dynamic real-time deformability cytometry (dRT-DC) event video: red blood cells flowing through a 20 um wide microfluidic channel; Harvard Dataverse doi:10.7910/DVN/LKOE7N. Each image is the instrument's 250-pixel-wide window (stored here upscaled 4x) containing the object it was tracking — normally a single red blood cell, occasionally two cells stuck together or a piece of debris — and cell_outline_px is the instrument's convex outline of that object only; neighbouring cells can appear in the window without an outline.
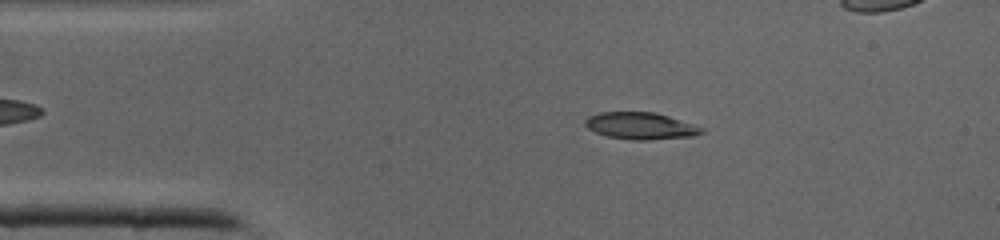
{"species": "common noctule bat (a hibernating species)", "species_latin": "Nyctalus noctula", "temperature_condition": "cold", "stored_images_in_passage": 41, "camera_frame_rate_fps": 3000, "um_per_image_px": 0.085, "animal": {"sex": "male", "body_mass_g": 19.0, "forearm_length_mm": 50.8}, "frame": {"image": 1, "passage_image": 7, "time_ms": 2.0, "image_size_px": [1000, 240], "cell_outline_px": [[704, 132], [692, 136], [648, 140], [632, 140], [608, 136], [596, 132], [588, 128], [584, 124], [584, 120], [588, 116], [600, 112], [656, 112], [704, 128]], "centroid_in_image_um": [54.43, 10.69], "position_along_channel_um": 30.6, "area_um2": 18.15}}
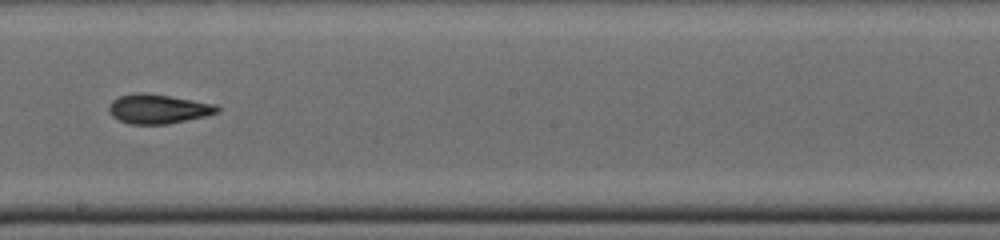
{"frame": {"image": 2, "passage_image": 22, "time_ms": 7.0, "image_size_px": [1000, 240], "cell_outline_px": [[220, 112], [204, 116], [168, 124], [128, 124], [112, 116], [108, 112], [108, 104], [112, 100], [120, 96], [136, 92], [140, 92], [168, 96], [216, 104], [220, 108]], "centroid_in_image_um": [13.41, 9.26], "position_along_channel_um": 234.8, "area_um2": 18.5}}
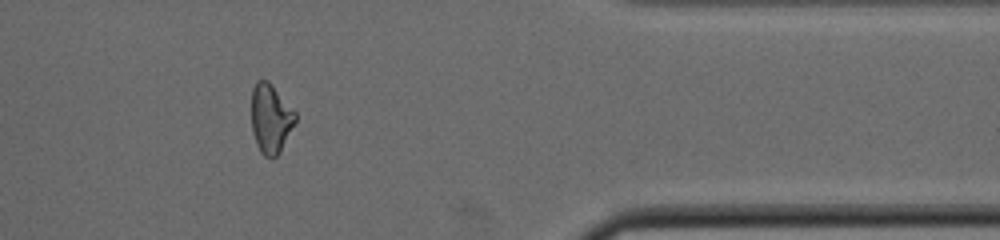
{"frame": {"image": 3, "passage_image": 33, "time_ms": 10.667, "image_size_px": [1000, 240], "cell_outline_px": [[296, 120], [280, 152], [276, 156], [264, 156], [260, 152], [256, 144], [252, 132], [252, 88], [256, 80], [268, 80], [296, 112]], "centroid_in_image_um": [23.0, 10.06], "position_along_channel_um": 388.4, "area_um2": 17.63}}